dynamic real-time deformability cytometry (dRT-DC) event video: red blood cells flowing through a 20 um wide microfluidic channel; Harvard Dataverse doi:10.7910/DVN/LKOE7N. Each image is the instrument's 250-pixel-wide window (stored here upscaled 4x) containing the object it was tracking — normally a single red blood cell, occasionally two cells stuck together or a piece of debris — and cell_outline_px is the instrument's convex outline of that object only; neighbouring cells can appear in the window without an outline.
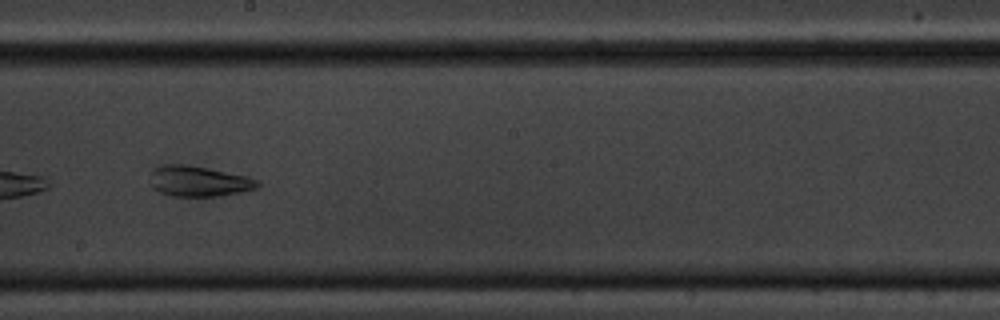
{"species": "common noctule bat (a hibernating species)", "species_latin": "Nyctalus noctula", "temperature_condition": "cold", "stored_images_in_passage": 9, "camera_frame_rate_fps": 3000, "um_per_image_px": 0.085, "animal": {"sex": "male", "body_mass_g": 20.1, "forearm_length_mm": 53.5}, "frame": {"image": 1, "passage_image": 9, "time_ms": 9.333, "image_size_px": [1000, 320], "cell_outline_px": [[260, 184], [256, 188], [240, 192], [220, 196], [172, 196], [160, 192], [152, 188], [152, 168], [160, 164], [184, 164], [248, 176], [260, 180]], "centroid_in_image_um": [16.9, 15.4], "position_along_channel_um": 231.3, "area_um2": 19.07}}